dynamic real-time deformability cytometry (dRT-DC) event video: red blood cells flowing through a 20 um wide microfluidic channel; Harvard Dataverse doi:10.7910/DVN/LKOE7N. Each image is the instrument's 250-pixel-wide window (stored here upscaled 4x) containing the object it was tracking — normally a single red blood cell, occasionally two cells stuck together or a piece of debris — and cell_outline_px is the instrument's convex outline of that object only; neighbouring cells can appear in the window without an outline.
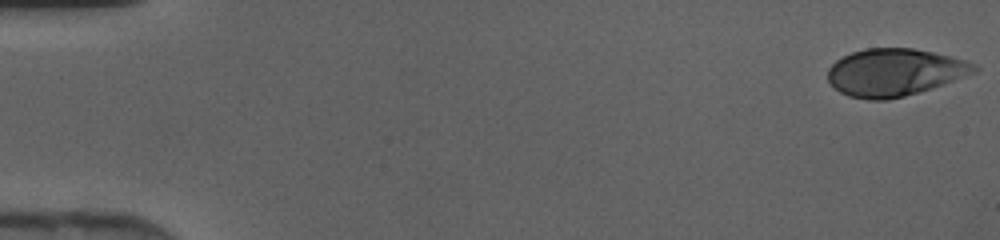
{"species": "human", "species_latin": "Homo sapiens", "temperature_condition": "cold", "stored_images_in_passage": 45, "camera_frame_rate_fps": 3000, "um_per_image_px": 0.085, "donor": {"sex": "female"}, "frame": {"image": 1, "passage_image": 1, "time_ms": 0.0, "image_size_px": [1000, 240], "cell_outline_px": [[980, 68], [976, 72], [944, 84], [920, 92], [888, 100], [868, 100], [848, 96], [840, 92], [828, 80], [828, 68], [836, 60], [852, 52], [864, 48], [912, 48], [932, 52], [964, 60], [976, 64]], "centroid_in_image_um": [76.04, 6.15], "position_along_channel_um": 9.0, "area_um2": 40.4}}
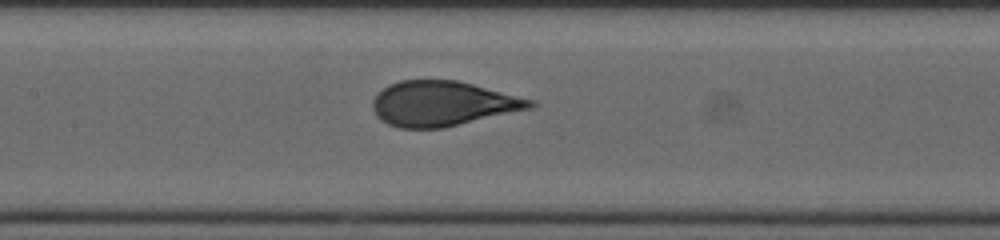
{"frame": {"image": 2, "passage_image": 22, "time_ms": 7.0, "image_size_px": [1000, 240], "cell_outline_px": [[536, 104], [532, 108], [444, 128], [400, 128], [388, 124], [380, 120], [376, 116], [372, 108], [372, 100], [388, 84], [400, 80], [456, 80], [536, 100]], "centroid_in_image_um": [37.62, 8.81], "position_along_channel_um": 169.8, "area_um2": 41.27}}
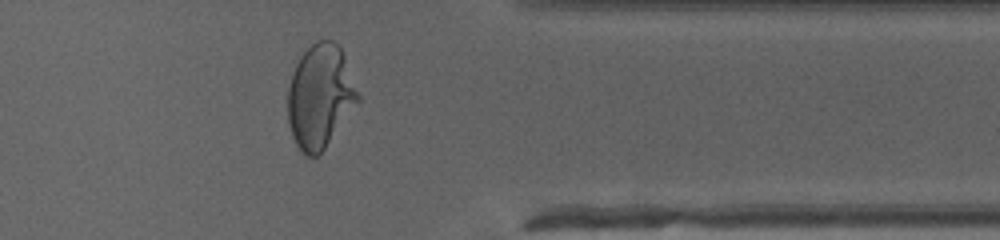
{"frame": {"image": 3, "passage_image": 37, "time_ms": 12.0, "image_size_px": [1000, 240], "cell_outline_px": [[360, 100], [324, 148], [316, 156], [308, 156], [300, 152], [292, 136], [288, 124], [288, 88], [292, 72], [300, 56], [316, 40], [332, 40], [340, 48], [360, 96]], "centroid_in_image_um": [27.18, 8.2], "position_along_channel_um": 384.2, "area_um2": 41.91}}